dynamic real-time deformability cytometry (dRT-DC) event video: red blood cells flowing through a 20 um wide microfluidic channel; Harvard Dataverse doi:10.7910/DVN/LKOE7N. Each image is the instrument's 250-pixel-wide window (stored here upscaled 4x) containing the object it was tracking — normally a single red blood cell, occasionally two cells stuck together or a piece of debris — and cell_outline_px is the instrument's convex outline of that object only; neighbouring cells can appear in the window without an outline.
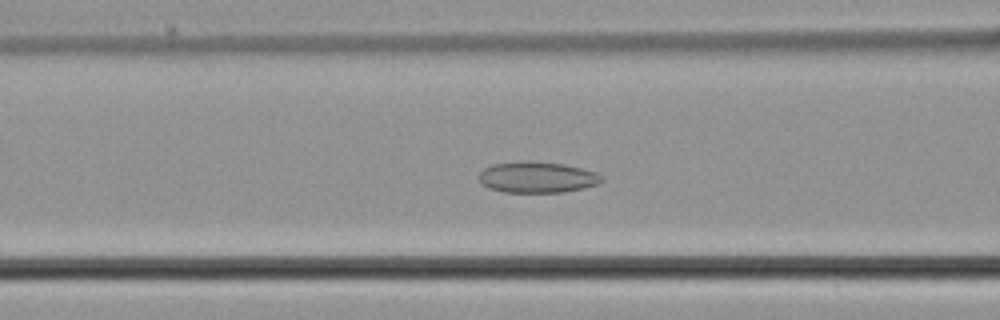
{"species": "common noctule bat (a hibernating species)", "species_latin": "Nyctalus noctula", "temperature_condition": "cold", "stored_images_in_passage": 59, "camera_frame_rate_fps": 3000, "um_per_image_px": 0.085, "animal": {"sex": "male", "body_mass_g": 21.5, "forearm_length_mm": 52.0}, "frame": {"image": 1, "passage_image": 26, "time_ms": 8.333, "image_size_px": [1000, 320], "cell_outline_px": [[600, 180], [592, 184], [576, 188], [556, 192], [512, 192], [492, 188], [484, 184], [480, 180], [480, 176], [488, 168], [496, 164], [556, 164], [576, 168], [588, 172]], "centroid_in_image_um": [45.55, 15.12], "position_along_channel_um": 121.1, "area_um2": 19.36}}
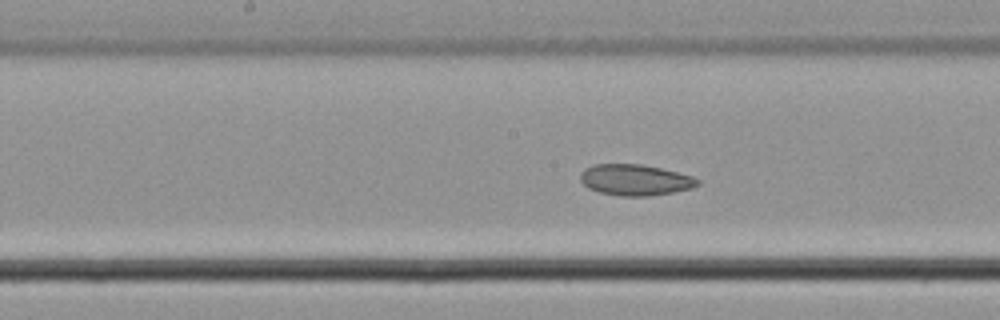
{"frame": {"image": 2, "passage_image": 32, "time_ms": 10.333, "image_size_px": [1000, 320], "cell_outline_px": [[696, 184], [688, 188], [668, 192], [632, 196], [604, 192], [592, 188], [584, 184], [584, 172], [588, 168], [600, 164], [636, 164], [656, 168], [688, 176], [696, 180]], "centroid_in_image_um": [53.95, 15.27], "position_along_channel_um": 194.2, "area_um2": 19.13}}
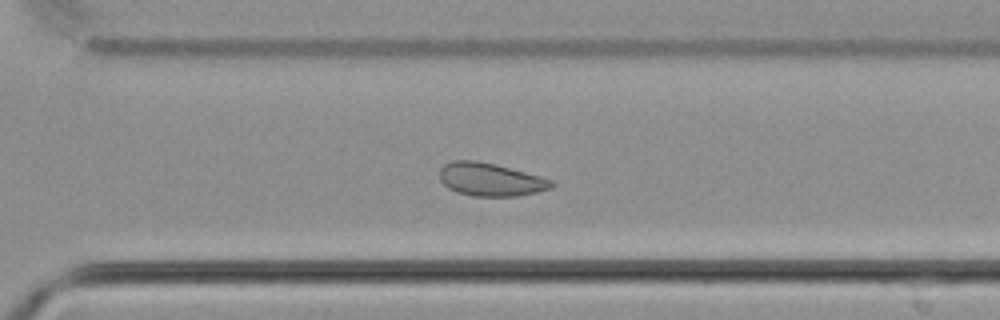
{"frame": {"image": 3, "passage_image": 43, "time_ms": 14.0, "image_size_px": [1000, 320], "cell_outline_px": [[552, 184], [548, 188], [532, 192], [512, 196], [480, 196], [460, 192], [444, 184], [440, 176], [440, 172], [448, 164], [492, 164], [536, 176]], "centroid_in_image_um": [41.69, 15.32], "position_along_channel_um": 328.9, "area_um2": 18.96}, "authors_computed_cell_mechanics": {"area_um2": 18.8428, "velocity_mm_per_s": 3.6645, "shape_relaxation_time_tau1_ms": null, "shape_relaxation_time_tau2_ms": 5.0769, "deformation_change_tau1": null, "deformation_change_tau2": 0.0759}}